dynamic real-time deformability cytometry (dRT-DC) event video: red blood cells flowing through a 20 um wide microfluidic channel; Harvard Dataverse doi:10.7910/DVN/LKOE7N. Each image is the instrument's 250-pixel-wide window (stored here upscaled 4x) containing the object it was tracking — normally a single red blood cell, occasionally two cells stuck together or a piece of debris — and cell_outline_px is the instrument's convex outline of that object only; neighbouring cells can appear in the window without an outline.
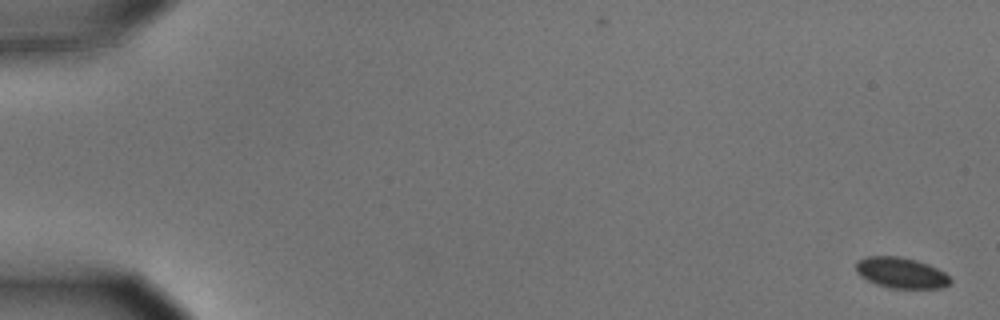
{"species": "common noctule bat (a hibernating species)", "species_latin": "Nyctalus noctula", "temperature_condition": "cold", "stored_images_in_passage": 6, "camera_frame_rate_fps": 3000, "um_per_image_px": 0.085, "animal": {"sex": "male", "body_mass_g": 15.6}, "frame": {"image": 1, "passage_image": 1, "time_ms": 0.0, "image_size_px": [1000, 320], "cell_outline_px": [[952, 280], [944, 288], [888, 288], [876, 284], [860, 276], [856, 272], [856, 260], [864, 256], [900, 256], [916, 260], [928, 264], [944, 272]], "centroid_in_image_um": [76.56, 23.18], "position_along_channel_um": 8.4, "area_um2": 17.05}}
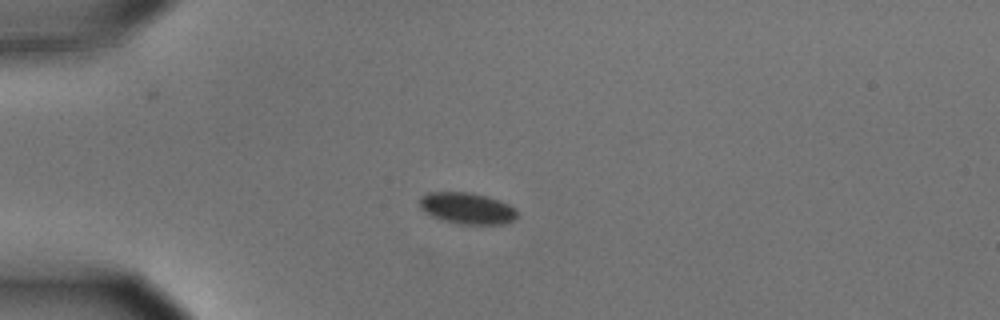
{"frame": {"image": 2, "passage_image": 5, "time_ms": 1.333, "image_size_px": [1000, 320], "cell_outline_px": [[516, 216], [512, 220], [504, 224], [456, 224], [432, 216], [420, 208], [420, 196], [428, 192], [468, 192], [488, 196], [500, 200], [516, 208]], "centroid_in_image_um": [39.69, 17.69], "position_along_channel_um": 45.3, "area_um2": 17.86}}